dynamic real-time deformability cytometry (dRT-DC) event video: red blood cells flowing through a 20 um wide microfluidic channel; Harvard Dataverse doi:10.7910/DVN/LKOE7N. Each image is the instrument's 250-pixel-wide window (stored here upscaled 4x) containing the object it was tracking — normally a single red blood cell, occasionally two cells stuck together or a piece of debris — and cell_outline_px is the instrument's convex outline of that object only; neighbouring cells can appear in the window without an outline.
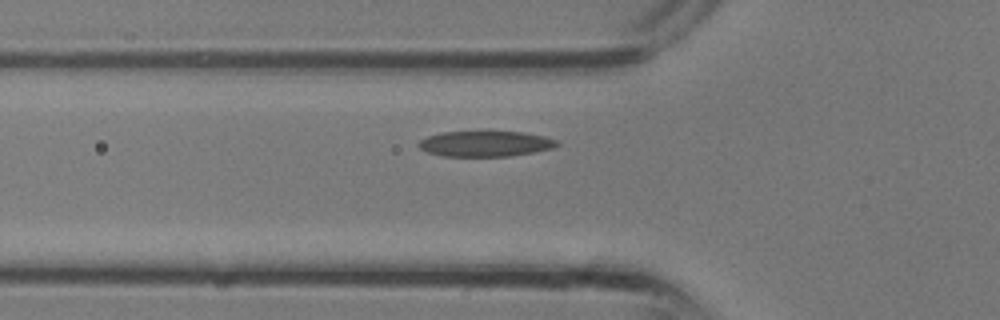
{"species": "common noctule bat (a hibernating species)", "species_latin": "Nyctalus noctula", "temperature_condition": "room temperature", "stored_images_in_passage": 22, "camera_frame_rate_fps": 3000, "um_per_image_px": 0.085, "animal": {"sex": "male", "body_mass_g": 13.3}, "frame": {"image": 1, "passage_image": 3, "time_ms": 0.667, "image_size_px": [1000, 320], "cell_outline_px": [[560, 144], [552, 148], [532, 152], [508, 156], [440, 156], [428, 152], [420, 148], [416, 144], [420, 140], [428, 136], [440, 132], [524, 132], [544, 136], [556, 140]], "centroid_in_image_um": [41.22, 12.22], "position_along_channel_um": 84.6, "area_um2": 20.46}}
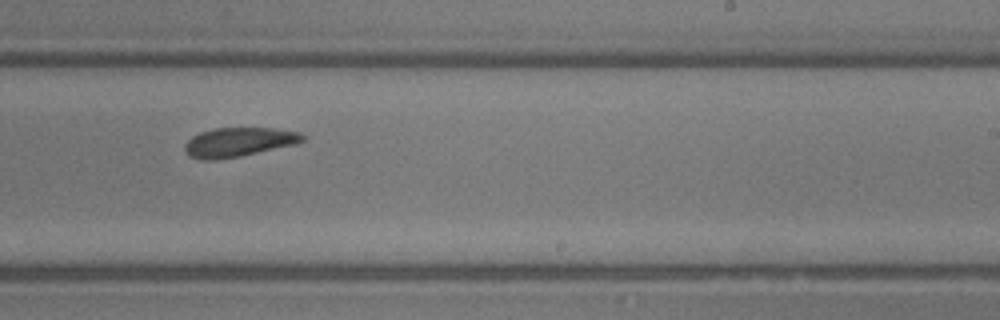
{"frame": {"image": 2, "passage_image": 12, "time_ms": 3.667, "image_size_px": [1000, 320], "cell_outline_px": [[304, 140], [292, 144], [240, 156], [220, 160], [200, 160], [188, 156], [184, 152], [184, 144], [192, 136], [200, 132], [216, 128], [272, 128], [300, 132], [304, 136]], "centroid_in_image_um": [20.19, 12.09], "position_along_channel_um": 268.8, "area_um2": 19.94}}
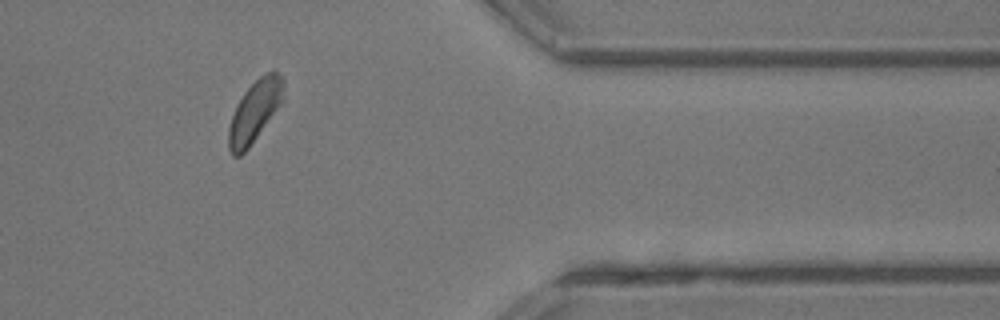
{"frame": {"image": 3, "passage_image": 19, "time_ms": 6.0, "image_size_px": [1000, 320], "cell_outline_px": [[284, 100], [248, 148], [240, 156], [232, 156], [228, 148], [228, 128], [236, 104], [244, 92], [260, 76], [268, 72], [276, 72], [284, 80]], "centroid_in_image_um": [21.64, 9.47], "position_along_channel_um": 389.8, "area_um2": 19.54}}